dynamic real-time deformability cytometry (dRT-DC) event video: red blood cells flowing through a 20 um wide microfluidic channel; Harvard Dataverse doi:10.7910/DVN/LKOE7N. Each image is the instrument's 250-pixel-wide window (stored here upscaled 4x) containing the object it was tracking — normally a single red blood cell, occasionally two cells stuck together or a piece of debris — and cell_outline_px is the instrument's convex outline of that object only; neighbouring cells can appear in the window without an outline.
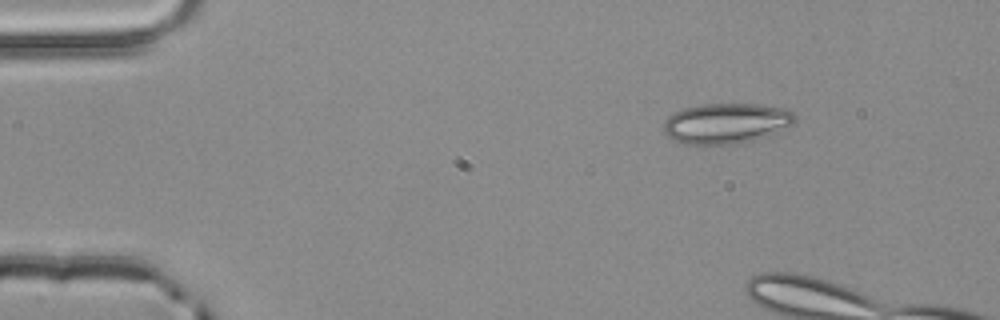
{"species": "common noctule bat (a hibernating species)", "species_latin": "Nyctalus noctula", "temperature_condition": "room temperature", "stored_images_in_passage": 3, "camera_frame_rate_fps": 3000, "um_per_image_px": 0.085, "animal": {"sex": "male", "body_mass_g": 20.4}, "frame": {"image": 1, "passage_image": 1, "time_ms": 0.0, "image_size_px": [1000, 320], "cell_outline_px": [[796, 120], [792, 124], [752, 140], [736, 144], [684, 144], [672, 140], [664, 132], [664, 120], [668, 116], [684, 108], [704, 104], [760, 104], [788, 108], [796, 116]], "centroid_in_image_um": [61.7, 10.47], "position_along_channel_um": 23.3, "area_um2": 30.69}}